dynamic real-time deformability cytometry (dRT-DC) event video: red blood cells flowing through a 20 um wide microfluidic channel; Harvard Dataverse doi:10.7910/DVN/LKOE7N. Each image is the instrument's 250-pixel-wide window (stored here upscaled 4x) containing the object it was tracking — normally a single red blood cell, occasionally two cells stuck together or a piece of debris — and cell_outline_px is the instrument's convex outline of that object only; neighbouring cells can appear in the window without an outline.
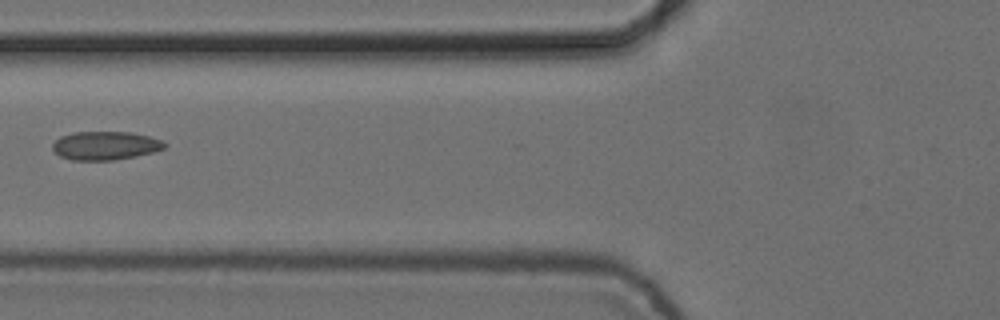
{"species": "common noctule bat (a hibernating species)", "species_latin": "Nyctalus noctula", "temperature_condition": "cold", "stored_images_in_passage": 8, "camera_frame_rate_fps": 3000, "um_per_image_px": 0.085, "animal": {"sex": "female", "body_mass_g": 24.6, "forearm_length_mm": 56.2}, "frame": {"image": 1, "passage_image": 7, "time_ms": 2.0, "image_size_px": [1000, 320], "cell_outline_px": [[168, 144], [164, 148], [152, 152], [136, 156], [112, 160], [72, 160], [60, 156], [52, 148], [52, 144], [60, 136], [72, 132], [132, 132], [148, 136], [160, 140]], "centroid_in_image_um": [8.93, 12.37], "position_along_channel_um": 116.9, "area_um2": 18.55}}
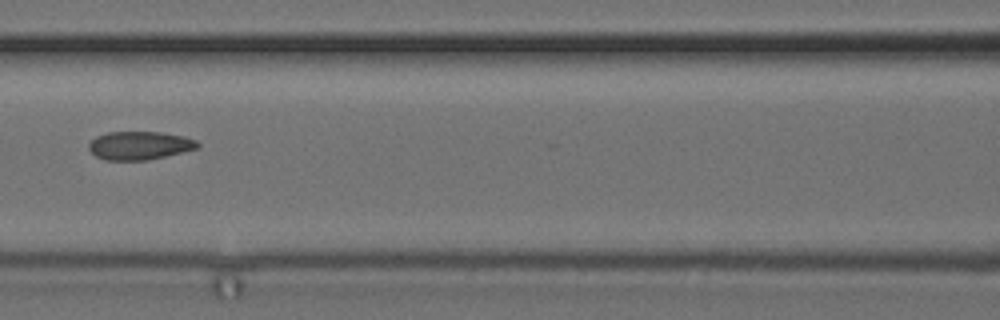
{"frame": {"image": 2, "passage_image": 8, "time_ms": 2.333, "image_size_px": [1000, 320], "cell_outline_px": [[200, 144], [196, 148], [148, 160], [104, 160], [96, 156], [88, 148], [88, 144], [96, 136], [108, 132], [160, 132], [184, 136], [196, 140]], "centroid_in_image_um": [11.83, 12.36], "position_along_channel_um": 154.8, "area_um2": 17.8}}